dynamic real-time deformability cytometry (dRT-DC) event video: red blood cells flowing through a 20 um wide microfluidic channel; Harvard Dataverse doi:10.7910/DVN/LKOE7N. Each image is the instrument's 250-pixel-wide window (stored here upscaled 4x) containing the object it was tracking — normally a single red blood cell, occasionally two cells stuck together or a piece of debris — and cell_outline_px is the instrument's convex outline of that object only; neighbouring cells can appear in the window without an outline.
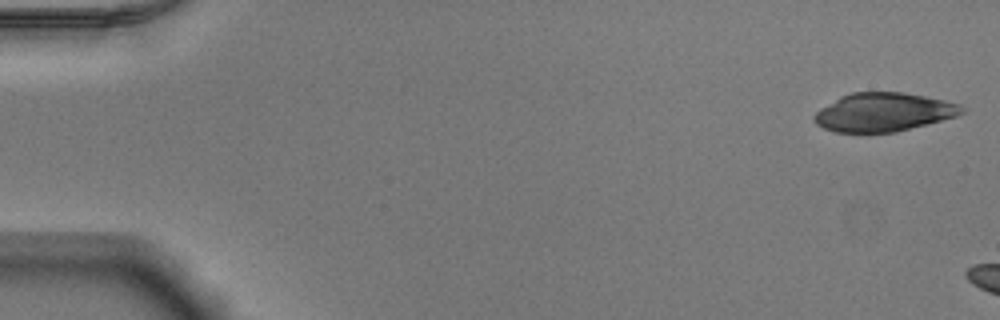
{"species": "Egyptian fruit bat (a non-hibernating species)", "species_latin": "Rousettus aegyptiacus", "temperature_condition": "warm", "stored_images_in_passage": 6, "camera_frame_rate_fps": 3000, "um_per_image_px": 0.085, "animal": {"sex": "male"}, "frame": {"image": 1, "passage_image": 1, "time_ms": 0.0, "image_size_px": [1000, 320], "cell_outline_px": [[968, 108], [964, 112], [956, 116], [928, 124], [896, 132], [836, 132], [824, 128], [816, 124], [812, 120], [812, 116], [820, 108], [840, 96], [852, 92], [904, 92], [944, 100], [960, 104]], "centroid_in_image_um": [75.1, 9.53], "position_along_channel_um": 9.9, "area_um2": 33.35}}